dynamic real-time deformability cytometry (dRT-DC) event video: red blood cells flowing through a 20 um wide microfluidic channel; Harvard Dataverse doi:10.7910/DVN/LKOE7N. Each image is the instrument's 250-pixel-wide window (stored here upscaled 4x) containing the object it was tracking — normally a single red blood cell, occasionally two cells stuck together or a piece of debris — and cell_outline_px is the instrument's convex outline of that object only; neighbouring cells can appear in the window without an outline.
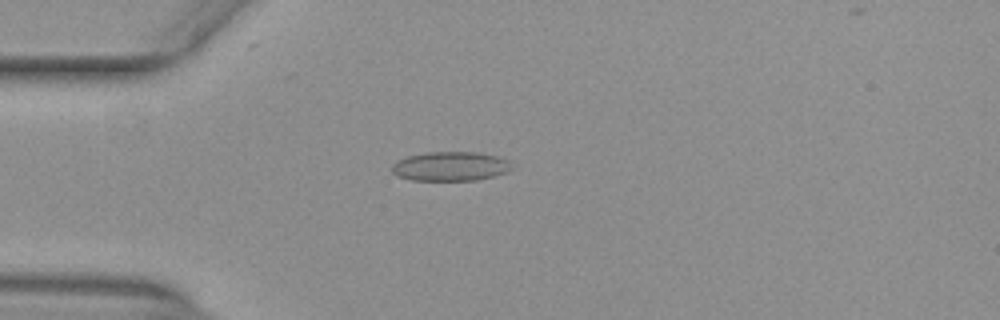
{"species": "common noctule bat (a hibernating species)", "species_latin": "Nyctalus noctula", "temperature_condition": "warm", "stored_images_in_passage": 42, "camera_frame_rate_fps": 3000, "um_per_image_px": 0.085, "animal": {"sex": "female", "body_mass_g": 29.2, "forearm_length_mm": 56.3}, "frame": {"image": 1, "passage_image": 4, "time_ms": 1.0, "image_size_px": [1000, 320], "cell_outline_px": [[512, 168], [504, 172], [492, 176], [476, 180], [412, 180], [396, 176], [392, 172], [392, 164], [396, 160], [408, 156], [424, 152], [480, 152], [496, 156], [508, 160]], "centroid_in_image_um": [38.23, 14.13], "position_along_channel_um": 46.8, "area_um2": 20.4}}
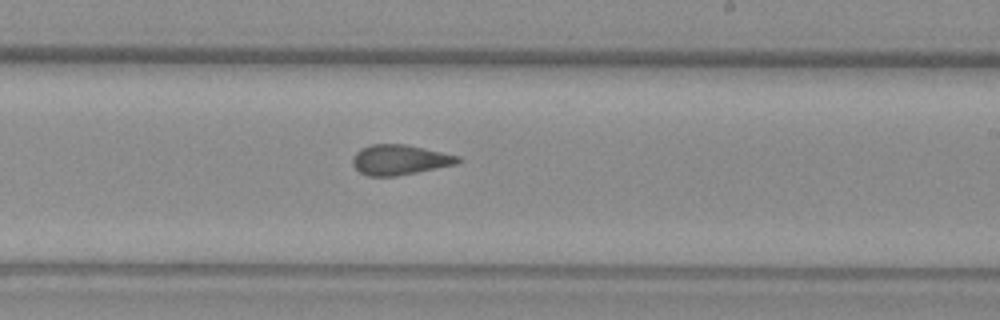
{"frame": {"image": 2, "passage_image": 21, "time_ms": 6.667, "image_size_px": [1000, 320], "cell_outline_px": [[464, 160], [456, 164], [396, 176], [368, 176], [360, 172], [352, 164], [352, 156], [360, 148], [372, 144], [404, 144], [424, 148], [460, 156]], "centroid_in_image_um": [33.97, 13.57], "position_along_channel_um": 255.0, "area_um2": 18.5}}
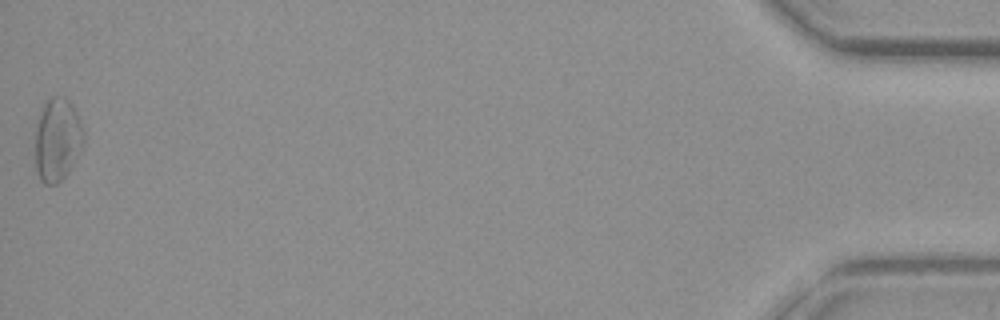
{"frame": {"image": 3, "passage_image": 42, "time_ms": 13.667, "image_size_px": [1000, 320], "cell_outline_px": [[84, 144], [68, 172], [56, 184], [44, 184], [40, 180], [36, 172], [36, 128], [40, 108], [44, 100], [52, 96], [64, 96], [72, 104], [76, 112], [84, 132]], "centroid_in_image_um": [4.86, 11.83], "position_along_channel_um": 430.3, "area_um2": 23.64}, "authors_computed_cell_mechanics": {"area_um2": 19.3341, "velocity_mm_per_s": 3.9703, "shape_relaxation_time_tau1_ms": null, "shape_relaxation_time_tau2_ms": 1.7088, "deformation_change_tau1": null, "deformation_change_tau2": 0.0747}}